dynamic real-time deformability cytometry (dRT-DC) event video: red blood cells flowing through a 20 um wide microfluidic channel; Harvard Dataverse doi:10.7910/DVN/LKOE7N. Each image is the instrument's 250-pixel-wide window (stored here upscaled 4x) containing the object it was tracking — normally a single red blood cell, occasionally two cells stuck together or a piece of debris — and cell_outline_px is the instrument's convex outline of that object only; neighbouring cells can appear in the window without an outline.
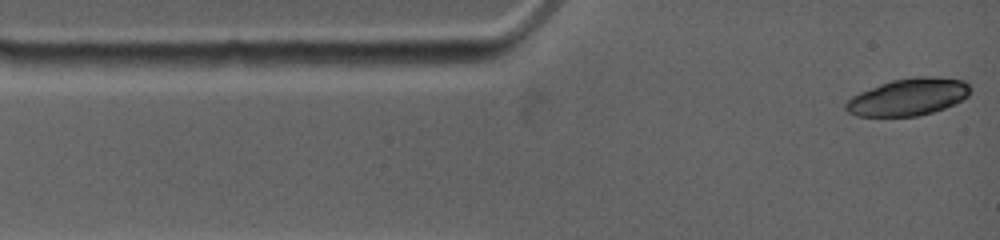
{"species": "common noctule bat (a hibernating species)", "species_latin": "Nyctalus noctula", "temperature_condition": "warm", "stored_images_in_passage": 3, "camera_frame_rate_fps": 4500, "um_per_image_px": 0.085, "animal": {"sex": "female", "body_mass_g": 19.0, "forearm_length_mm": 53.3}, "frame": {"image": 1, "passage_image": 1, "time_ms": 0.0, "image_size_px": [1000, 240], "cell_outline_px": [[968, 96], [944, 108], [932, 112], [916, 116], [856, 116], [848, 112], [844, 108], [844, 104], [852, 96], [860, 92], [880, 84], [892, 80], [916, 76], [936, 76], [964, 80], [968, 84]], "centroid_in_image_um": [77.17, 8.23], "position_along_channel_um": 7.8, "area_um2": 26.76}}